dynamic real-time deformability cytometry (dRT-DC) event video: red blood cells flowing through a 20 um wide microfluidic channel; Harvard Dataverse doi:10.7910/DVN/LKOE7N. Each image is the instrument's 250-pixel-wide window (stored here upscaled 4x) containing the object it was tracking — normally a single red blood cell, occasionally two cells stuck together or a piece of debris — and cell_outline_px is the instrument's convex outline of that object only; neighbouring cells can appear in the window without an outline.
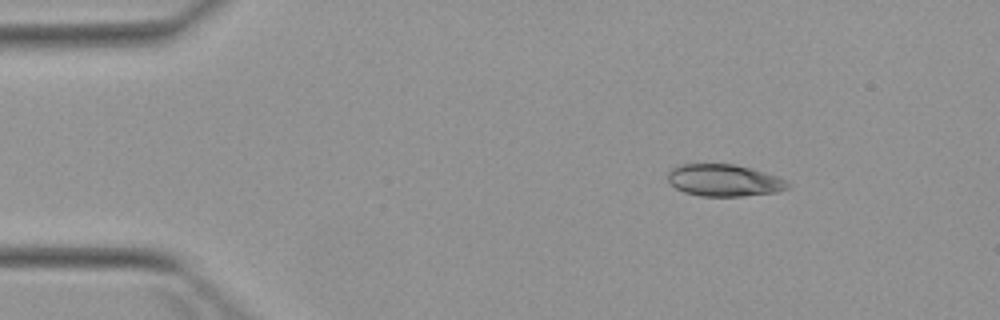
{"species": "Egyptian fruit bat (a non-hibernating species)", "species_latin": "Rousettus aegyptiacus", "temperature_condition": "warm", "stored_images_in_passage": 3, "camera_frame_rate_fps": 3000, "um_per_image_px": 0.085, "animal": {"sex": "female"}, "frame": {"image": 1, "passage_image": 1, "time_ms": 0.0, "image_size_px": [1000, 320], "cell_outline_px": [[792, 184], [788, 188], [776, 192], [740, 196], [700, 196], [684, 192], [676, 188], [668, 180], [668, 172], [672, 168], [680, 164], [732, 164], [752, 168], [776, 176]], "centroid_in_image_um": [61.54, 15.33], "position_along_channel_um": 23.5, "area_um2": 22.25}}
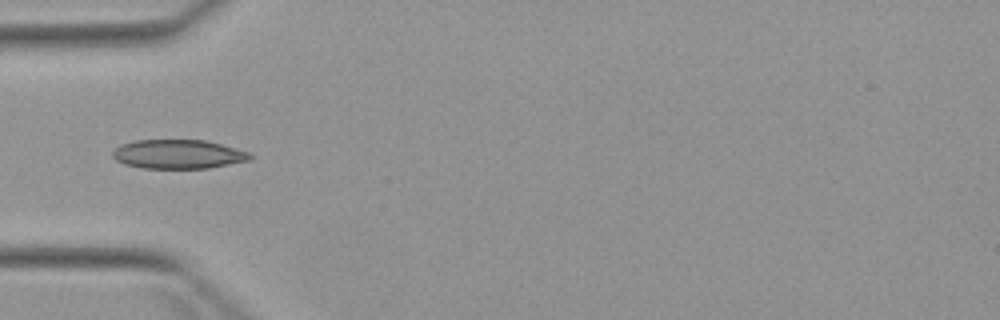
{"frame": {"image": 2, "passage_image": 3, "time_ms": 3.0, "image_size_px": [1000, 320], "cell_outline_px": [[256, 156], [248, 160], [208, 168], [140, 168], [124, 164], [116, 160], [112, 156], [112, 152], [120, 144], [136, 140], [204, 140], [252, 152]], "centroid_in_image_um": [15.15, 13.1], "position_along_channel_um": 69.8, "area_um2": 23.35}}